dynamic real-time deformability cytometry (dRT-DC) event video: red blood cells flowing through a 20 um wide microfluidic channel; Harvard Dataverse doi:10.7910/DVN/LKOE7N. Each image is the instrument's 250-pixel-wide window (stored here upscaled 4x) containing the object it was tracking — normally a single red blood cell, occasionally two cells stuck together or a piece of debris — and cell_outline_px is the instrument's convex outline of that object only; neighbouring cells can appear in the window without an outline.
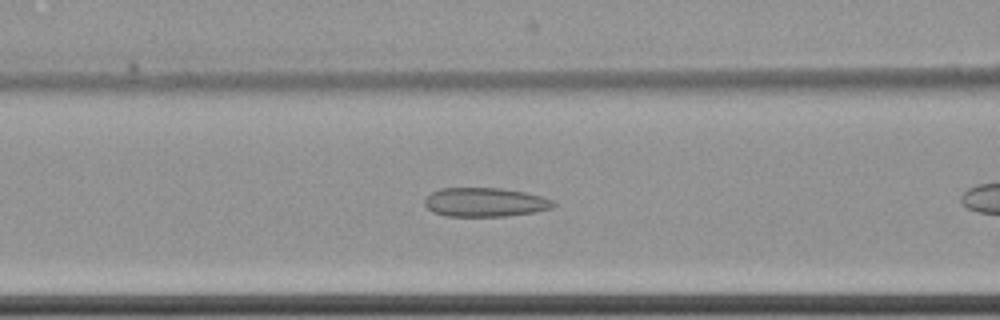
{"species": "common noctule bat (a hibernating species)", "species_latin": "Nyctalus noctula", "temperature_condition": "cold", "stored_images_in_passage": 24, "camera_frame_rate_fps": 3000, "um_per_image_px": 0.085, "animal": {"sex": "female", "body_mass_g": 22.7, "forearm_length_mm": 54.2}, "frame": {"image": 1, "passage_image": 9, "time_ms": 2.667, "image_size_px": [1000, 320], "cell_outline_px": [[556, 204], [552, 208], [536, 212], [504, 216], [448, 216], [432, 212], [424, 204], [424, 200], [432, 192], [440, 188], [500, 188], [524, 192], [544, 196], [552, 200]], "centroid_in_image_um": [41.24, 17.19], "position_along_channel_um": 125.4, "area_um2": 21.79}}
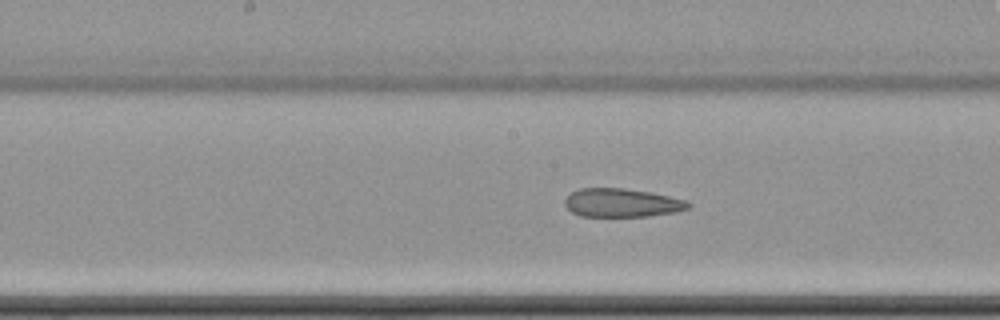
{"frame": {"image": 2, "passage_image": 15, "time_ms": 4.667, "image_size_px": [1000, 320], "cell_outline_px": [[692, 204], [688, 208], [676, 212], [648, 216], [580, 216], [572, 212], [564, 204], [564, 200], [572, 192], [580, 188], [624, 188], [652, 192], [684, 200]], "centroid_in_image_um": [52.85, 17.23], "position_along_channel_um": 195.3, "area_um2": 20.46}}
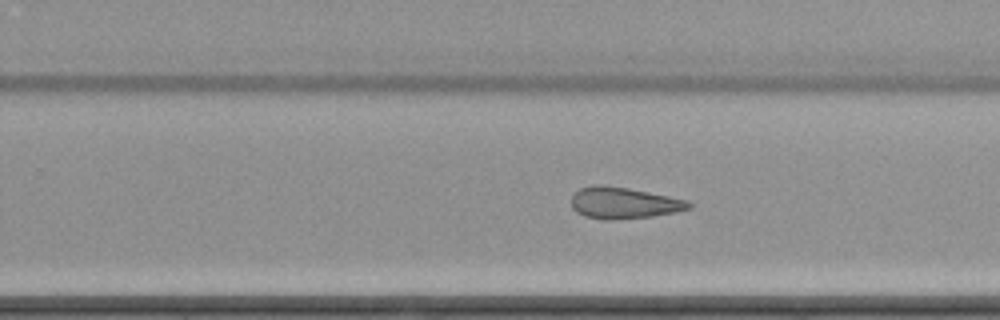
{"frame": {"image": 3, "passage_image": 22, "time_ms": 7.0, "image_size_px": [1000, 320], "cell_outline_px": [[692, 208], [676, 212], [652, 216], [612, 220], [604, 220], [584, 216], [576, 212], [572, 208], [572, 196], [580, 188], [596, 184], [600, 184], [628, 188], [688, 200], [692, 204]], "centroid_in_image_um": [53.01, 17.25], "position_along_channel_um": 276.8, "area_um2": 21.56}}